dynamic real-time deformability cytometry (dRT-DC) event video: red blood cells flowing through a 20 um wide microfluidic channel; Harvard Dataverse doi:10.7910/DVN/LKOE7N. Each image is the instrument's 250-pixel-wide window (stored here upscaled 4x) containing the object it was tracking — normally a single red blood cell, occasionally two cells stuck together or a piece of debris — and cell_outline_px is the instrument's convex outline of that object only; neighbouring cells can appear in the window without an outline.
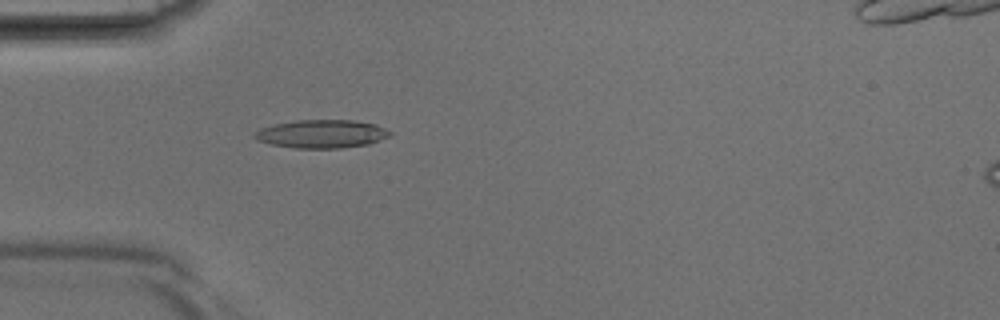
{"species": "Egyptian fruit bat (a non-hibernating species)", "species_latin": "Rousettus aegyptiacus", "temperature_condition": "room temperature", "stored_images_in_passage": 40, "camera_frame_rate_fps": 3000, "um_per_image_px": 0.085, "animal": {"sex": "male"}, "frame": {"image": 1, "passage_image": 12, "time_ms": 3.667, "image_size_px": [1000, 320], "cell_outline_px": [[392, 136], [368, 144], [340, 148], [296, 148], [268, 144], [256, 140], [252, 136], [252, 132], [260, 128], [276, 124], [296, 120], [352, 120], [376, 124], [392, 132]], "centroid_in_image_um": [27.31, 11.38], "position_along_channel_um": 57.7, "area_um2": 22.48}}
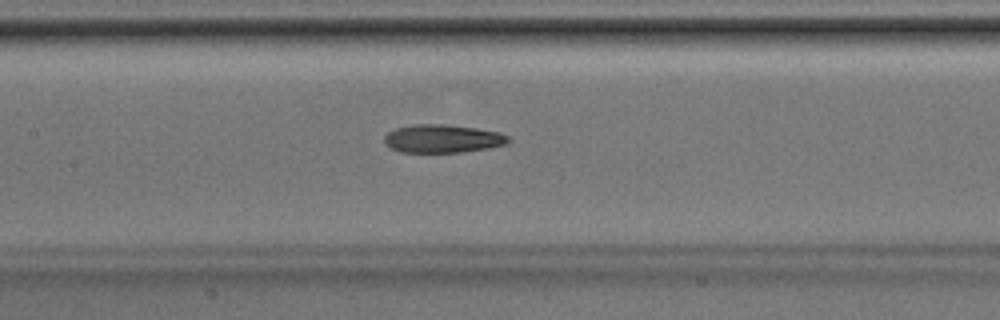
{"frame": {"image": 2, "passage_image": 19, "time_ms": 6.0, "image_size_px": [1000, 320], "cell_outline_px": [[512, 140], [504, 144], [488, 148], [460, 152], [400, 152], [384, 144], [384, 136], [388, 132], [396, 128], [412, 124], [440, 124], [476, 128], [500, 132], [508, 136]], "centroid_in_image_um": [37.6, 11.78], "position_along_channel_um": 169.8, "area_um2": 20.35}}
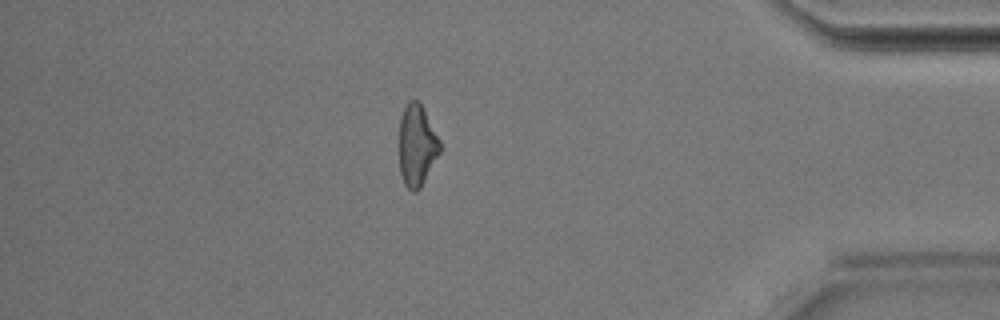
{"frame": {"image": 3, "passage_image": 35, "time_ms": 11.333, "image_size_px": [1000, 320], "cell_outline_px": [[440, 152], [420, 188], [416, 192], [412, 192], [404, 184], [400, 172], [400, 116], [408, 100], [416, 100], [420, 104], [440, 140]], "centroid_in_image_um": [35.42, 12.38], "position_along_channel_um": 399.8, "area_um2": 19.02}}